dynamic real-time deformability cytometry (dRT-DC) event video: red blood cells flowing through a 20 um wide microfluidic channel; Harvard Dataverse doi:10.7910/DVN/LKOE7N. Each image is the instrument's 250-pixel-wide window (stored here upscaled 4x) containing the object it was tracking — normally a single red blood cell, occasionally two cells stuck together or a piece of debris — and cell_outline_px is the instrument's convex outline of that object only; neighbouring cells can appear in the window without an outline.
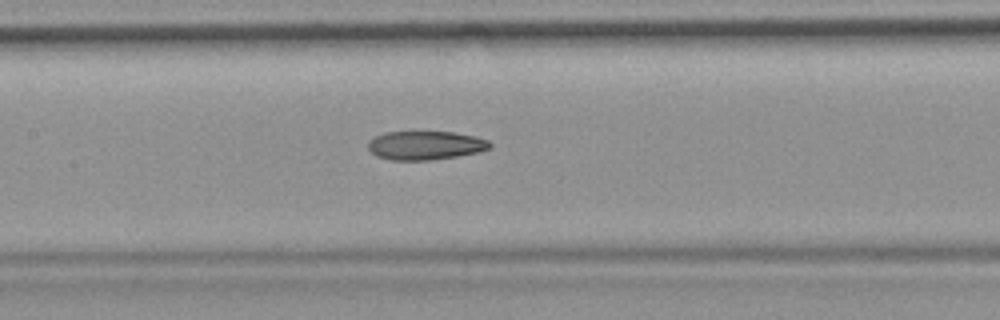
{"species": "common noctule bat (a hibernating species)", "species_latin": "Nyctalus noctula", "temperature_condition": "room temperature", "stored_images_in_passage": 7, "camera_frame_rate_fps": 3000, "um_per_image_px": 0.085, "animal": {"sex": "female", "body_mass_g": 19.9}, "frame": {"image": 1, "passage_image": 7, "time_ms": 7.667, "image_size_px": [1000, 320], "cell_outline_px": [[492, 144], [488, 148], [480, 152], [432, 160], [392, 160], [376, 156], [368, 148], [368, 140], [384, 132], [452, 132], [476, 136], [488, 140]], "centroid_in_image_um": [36.15, 12.35], "position_along_channel_um": 171.3, "area_um2": 20.4}}